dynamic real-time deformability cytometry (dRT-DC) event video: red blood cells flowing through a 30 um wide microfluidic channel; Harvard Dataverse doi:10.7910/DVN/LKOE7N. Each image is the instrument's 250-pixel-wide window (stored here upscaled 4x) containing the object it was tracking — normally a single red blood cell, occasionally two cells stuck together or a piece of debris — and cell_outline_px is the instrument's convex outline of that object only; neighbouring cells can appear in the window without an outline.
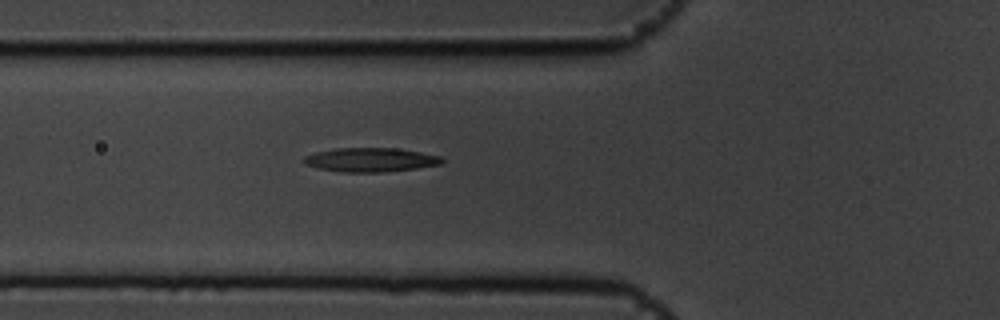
{"species": "common noctule bat (a hibernating species)", "species_latin": "Nyctalus noctula", "temperature_condition": "cold", "stored_images_in_passage": 8, "camera_frame_rate_fps": 3000, "um_per_image_px": 0.085, "animal": {"sex": "male", "body_mass_g": 19.5, "forearm_length_mm": 54.6}, "frame": {"image": 1, "passage_image": 8, "time_ms": 2.333, "image_size_px": [1000, 320], "cell_outline_px": [[444, 164], [416, 168], [380, 172], [340, 172], [316, 168], [304, 164], [304, 156], [316, 152], [336, 148], [396, 148], [420, 152], [440, 156], [444, 160]], "centroid_in_image_um": [31.49, 13.58], "position_along_channel_um": 94.3, "area_um2": 19.36}}